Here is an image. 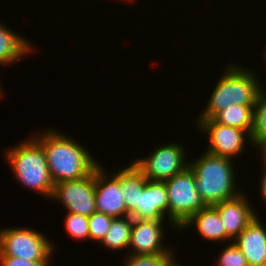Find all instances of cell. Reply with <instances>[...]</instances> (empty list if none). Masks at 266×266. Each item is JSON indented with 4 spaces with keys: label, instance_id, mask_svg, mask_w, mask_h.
Listing matches in <instances>:
<instances>
[{
    "label": "cell",
    "instance_id": "cell-1",
    "mask_svg": "<svg viewBox=\"0 0 266 266\" xmlns=\"http://www.w3.org/2000/svg\"><path fill=\"white\" fill-rule=\"evenodd\" d=\"M45 130L31 135L42 145L54 184L82 179L101 163L66 133L51 128Z\"/></svg>",
    "mask_w": 266,
    "mask_h": 266
},
{
    "label": "cell",
    "instance_id": "cell-2",
    "mask_svg": "<svg viewBox=\"0 0 266 266\" xmlns=\"http://www.w3.org/2000/svg\"><path fill=\"white\" fill-rule=\"evenodd\" d=\"M210 94L208 103L196 119H212L219 111L231 105H255L264 84L248 67L229 63Z\"/></svg>",
    "mask_w": 266,
    "mask_h": 266
},
{
    "label": "cell",
    "instance_id": "cell-3",
    "mask_svg": "<svg viewBox=\"0 0 266 266\" xmlns=\"http://www.w3.org/2000/svg\"><path fill=\"white\" fill-rule=\"evenodd\" d=\"M235 162L232 159L214 156L204 150L197 159L189 160L195 176V185L207 206H214L238 196L243 190L236 182Z\"/></svg>",
    "mask_w": 266,
    "mask_h": 266
},
{
    "label": "cell",
    "instance_id": "cell-4",
    "mask_svg": "<svg viewBox=\"0 0 266 266\" xmlns=\"http://www.w3.org/2000/svg\"><path fill=\"white\" fill-rule=\"evenodd\" d=\"M3 152L15 179L25 188L50 200L55 184L42 145L31 135L15 146H8Z\"/></svg>",
    "mask_w": 266,
    "mask_h": 266
},
{
    "label": "cell",
    "instance_id": "cell-5",
    "mask_svg": "<svg viewBox=\"0 0 266 266\" xmlns=\"http://www.w3.org/2000/svg\"><path fill=\"white\" fill-rule=\"evenodd\" d=\"M168 191V226L177 230L196 212L207 205L196 189L195 176L190 168L165 180ZM172 225V226H171Z\"/></svg>",
    "mask_w": 266,
    "mask_h": 266
},
{
    "label": "cell",
    "instance_id": "cell-6",
    "mask_svg": "<svg viewBox=\"0 0 266 266\" xmlns=\"http://www.w3.org/2000/svg\"><path fill=\"white\" fill-rule=\"evenodd\" d=\"M42 232L28 227L0 229V256L27 261H53L55 246Z\"/></svg>",
    "mask_w": 266,
    "mask_h": 266
},
{
    "label": "cell",
    "instance_id": "cell-7",
    "mask_svg": "<svg viewBox=\"0 0 266 266\" xmlns=\"http://www.w3.org/2000/svg\"><path fill=\"white\" fill-rule=\"evenodd\" d=\"M156 147L146 157L131 161L147 180L165 181L189 166L182 144L173 141Z\"/></svg>",
    "mask_w": 266,
    "mask_h": 266
},
{
    "label": "cell",
    "instance_id": "cell-8",
    "mask_svg": "<svg viewBox=\"0 0 266 266\" xmlns=\"http://www.w3.org/2000/svg\"><path fill=\"white\" fill-rule=\"evenodd\" d=\"M197 128L208 137L206 152L220 157L236 159L244 153L246 143L252 145L250 135L237 127L225 126L213 119H196ZM246 142V143H245Z\"/></svg>",
    "mask_w": 266,
    "mask_h": 266
},
{
    "label": "cell",
    "instance_id": "cell-9",
    "mask_svg": "<svg viewBox=\"0 0 266 266\" xmlns=\"http://www.w3.org/2000/svg\"><path fill=\"white\" fill-rule=\"evenodd\" d=\"M50 200L60 202L67 212L89 217L96 212L95 169L82 179L56 183Z\"/></svg>",
    "mask_w": 266,
    "mask_h": 266
},
{
    "label": "cell",
    "instance_id": "cell-10",
    "mask_svg": "<svg viewBox=\"0 0 266 266\" xmlns=\"http://www.w3.org/2000/svg\"><path fill=\"white\" fill-rule=\"evenodd\" d=\"M164 220L133 219L127 255H146L156 253H176L164 242Z\"/></svg>",
    "mask_w": 266,
    "mask_h": 266
},
{
    "label": "cell",
    "instance_id": "cell-11",
    "mask_svg": "<svg viewBox=\"0 0 266 266\" xmlns=\"http://www.w3.org/2000/svg\"><path fill=\"white\" fill-rule=\"evenodd\" d=\"M99 164L95 168V205L96 211L116 217H127V207L122 191L120 180L111 172Z\"/></svg>",
    "mask_w": 266,
    "mask_h": 266
},
{
    "label": "cell",
    "instance_id": "cell-12",
    "mask_svg": "<svg viewBox=\"0 0 266 266\" xmlns=\"http://www.w3.org/2000/svg\"><path fill=\"white\" fill-rule=\"evenodd\" d=\"M241 192L235 198L214 206L217 208L227 236L233 241L257 216L247 195Z\"/></svg>",
    "mask_w": 266,
    "mask_h": 266
},
{
    "label": "cell",
    "instance_id": "cell-13",
    "mask_svg": "<svg viewBox=\"0 0 266 266\" xmlns=\"http://www.w3.org/2000/svg\"><path fill=\"white\" fill-rule=\"evenodd\" d=\"M168 207L165 181L147 180L143 191H139L137 208L129 216L133 219L168 220Z\"/></svg>",
    "mask_w": 266,
    "mask_h": 266
},
{
    "label": "cell",
    "instance_id": "cell-14",
    "mask_svg": "<svg viewBox=\"0 0 266 266\" xmlns=\"http://www.w3.org/2000/svg\"><path fill=\"white\" fill-rule=\"evenodd\" d=\"M249 266H266V227L257 215L233 240Z\"/></svg>",
    "mask_w": 266,
    "mask_h": 266
},
{
    "label": "cell",
    "instance_id": "cell-15",
    "mask_svg": "<svg viewBox=\"0 0 266 266\" xmlns=\"http://www.w3.org/2000/svg\"><path fill=\"white\" fill-rule=\"evenodd\" d=\"M192 225L206 242L207 240L224 243L225 241L226 243L232 241L226 234L220 214L215 206L209 205L196 212L178 230L191 228Z\"/></svg>",
    "mask_w": 266,
    "mask_h": 266
},
{
    "label": "cell",
    "instance_id": "cell-16",
    "mask_svg": "<svg viewBox=\"0 0 266 266\" xmlns=\"http://www.w3.org/2000/svg\"><path fill=\"white\" fill-rule=\"evenodd\" d=\"M32 44L23 35L20 36L0 21V66L12 65L21 58L28 57L35 51Z\"/></svg>",
    "mask_w": 266,
    "mask_h": 266
},
{
    "label": "cell",
    "instance_id": "cell-17",
    "mask_svg": "<svg viewBox=\"0 0 266 266\" xmlns=\"http://www.w3.org/2000/svg\"><path fill=\"white\" fill-rule=\"evenodd\" d=\"M114 170L113 174L120 180V190L123 193L127 212L130 215L136 208L139 199V191H143L147 179L131 162Z\"/></svg>",
    "mask_w": 266,
    "mask_h": 266
},
{
    "label": "cell",
    "instance_id": "cell-18",
    "mask_svg": "<svg viewBox=\"0 0 266 266\" xmlns=\"http://www.w3.org/2000/svg\"><path fill=\"white\" fill-rule=\"evenodd\" d=\"M132 225L133 218L131 216L113 218L109 230L98 245L112 251L127 249L130 243Z\"/></svg>",
    "mask_w": 266,
    "mask_h": 266
},
{
    "label": "cell",
    "instance_id": "cell-19",
    "mask_svg": "<svg viewBox=\"0 0 266 266\" xmlns=\"http://www.w3.org/2000/svg\"><path fill=\"white\" fill-rule=\"evenodd\" d=\"M253 107L254 105H231L219 111L212 119L219 124L245 130L250 135Z\"/></svg>",
    "mask_w": 266,
    "mask_h": 266
},
{
    "label": "cell",
    "instance_id": "cell-20",
    "mask_svg": "<svg viewBox=\"0 0 266 266\" xmlns=\"http://www.w3.org/2000/svg\"><path fill=\"white\" fill-rule=\"evenodd\" d=\"M252 147L256 151L266 143V88L263 86L253 107L252 129L250 132Z\"/></svg>",
    "mask_w": 266,
    "mask_h": 266
},
{
    "label": "cell",
    "instance_id": "cell-21",
    "mask_svg": "<svg viewBox=\"0 0 266 266\" xmlns=\"http://www.w3.org/2000/svg\"><path fill=\"white\" fill-rule=\"evenodd\" d=\"M176 253H156L144 255H127L121 266H167L174 258Z\"/></svg>",
    "mask_w": 266,
    "mask_h": 266
},
{
    "label": "cell",
    "instance_id": "cell-22",
    "mask_svg": "<svg viewBox=\"0 0 266 266\" xmlns=\"http://www.w3.org/2000/svg\"><path fill=\"white\" fill-rule=\"evenodd\" d=\"M65 216V229L70 235V238H74L76 241H83L89 239V219L86 216L79 215L76 213L66 212Z\"/></svg>",
    "mask_w": 266,
    "mask_h": 266
},
{
    "label": "cell",
    "instance_id": "cell-23",
    "mask_svg": "<svg viewBox=\"0 0 266 266\" xmlns=\"http://www.w3.org/2000/svg\"><path fill=\"white\" fill-rule=\"evenodd\" d=\"M113 218L97 211L92 213L88 217L90 241L99 243L109 230Z\"/></svg>",
    "mask_w": 266,
    "mask_h": 266
},
{
    "label": "cell",
    "instance_id": "cell-24",
    "mask_svg": "<svg viewBox=\"0 0 266 266\" xmlns=\"http://www.w3.org/2000/svg\"><path fill=\"white\" fill-rule=\"evenodd\" d=\"M215 259L216 266H249L247 259L233 241L227 243Z\"/></svg>",
    "mask_w": 266,
    "mask_h": 266
},
{
    "label": "cell",
    "instance_id": "cell-25",
    "mask_svg": "<svg viewBox=\"0 0 266 266\" xmlns=\"http://www.w3.org/2000/svg\"><path fill=\"white\" fill-rule=\"evenodd\" d=\"M51 261L30 262L23 258L0 256V266H50Z\"/></svg>",
    "mask_w": 266,
    "mask_h": 266
},
{
    "label": "cell",
    "instance_id": "cell-26",
    "mask_svg": "<svg viewBox=\"0 0 266 266\" xmlns=\"http://www.w3.org/2000/svg\"><path fill=\"white\" fill-rule=\"evenodd\" d=\"M263 170H262V176H260L261 180H260V186H258L260 188L259 190V193H260V198H261V201H263L264 204H266V165H263L262 164V167H261Z\"/></svg>",
    "mask_w": 266,
    "mask_h": 266
},
{
    "label": "cell",
    "instance_id": "cell-27",
    "mask_svg": "<svg viewBox=\"0 0 266 266\" xmlns=\"http://www.w3.org/2000/svg\"><path fill=\"white\" fill-rule=\"evenodd\" d=\"M258 151L260 152L259 154L261 155V164L266 165V143H264L259 149Z\"/></svg>",
    "mask_w": 266,
    "mask_h": 266
},
{
    "label": "cell",
    "instance_id": "cell-28",
    "mask_svg": "<svg viewBox=\"0 0 266 266\" xmlns=\"http://www.w3.org/2000/svg\"><path fill=\"white\" fill-rule=\"evenodd\" d=\"M175 259L176 258H174L167 266H181L179 261L177 262Z\"/></svg>",
    "mask_w": 266,
    "mask_h": 266
},
{
    "label": "cell",
    "instance_id": "cell-29",
    "mask_svg": "<svg viewBox=\"0 0 266 266\" xmlns=\"http://www.w3.org/2000/svg\"><path fill=\"white\" fill-rule=\"evenodd\" d=\"M1 81H0V96H3L2 94H4L2 91H4L3 89H2V87H3V85L1 86ZM1 98V97H0Z\"/></svg>",
    "mask_w": 266,
    "mask_h": 266
},
{
    "label": "cell",
    "instance_id": "cell-30",
    "mask_svg": "<svg viewBox=\"0 0 266 266\" xmlns=\"http://www.w3.org/2000/svg\"><path fill=\"white\" fill-rule=\"evenodd\" d=\"M113 1H114V0H113ZM117 1H118V0H117ZM119 1H123V2H124V1H125V2H128V1H129L130 3H132V1L135 2V0H119Z\"/></svg>",
    "mask_w": 266,
    "mask_h": 266
},
{
    "label": "cell",
    "instance_id": "cell-31",
    "mask_svg": "<svg viewBox=\"0 0 266 266\" xmlns=\"http://www.w3.org/2000/svg\"><path fill=\"white\" fill-rule=\"evenodd\" d=\"M265 48H266V47H265ZM263 58L265 59V62H264V63H266V49H265V51H264Z\"/></svg>",
    "mask_w": 266,
    "mask_h": 266
}]
</instances>
